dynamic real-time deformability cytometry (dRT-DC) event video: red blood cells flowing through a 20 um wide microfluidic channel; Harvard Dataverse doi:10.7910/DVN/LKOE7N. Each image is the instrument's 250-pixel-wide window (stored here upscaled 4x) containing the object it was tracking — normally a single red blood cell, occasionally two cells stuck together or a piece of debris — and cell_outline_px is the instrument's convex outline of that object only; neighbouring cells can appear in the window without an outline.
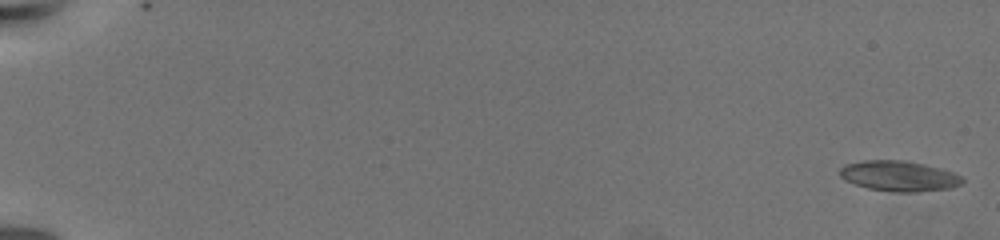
{"species": "common noctule bat (a hibernating species)", "species_latin": "Nyctalus noctula", "temperature_condition": "warm", "stored_images_in_passage": 13, "camera_frame_rate_fps": 3000, "um_per_image_px": 0.085, "animal": {"sex": "female", "body_mass_g": 19.5, "forearm_length_mm": 54.1}, "frame": {"image": 1, "passage_image": 1, "time_ms": 0.0, "image_size_px": [1000, 240], "cell_outline_px": [[964, 180], [960, 184], [952, 188], [912, 192], [896, 192], [868, 188], [844, 180], [840, 176], [840, 168], [844, 164], [864, 160], [904, 160], [924, 164], [952, 172], [960, 176]], "centroid_in_image_um": [76.38, 14.95], "position_along_channel_um": 8.6, "area_um2": 21.56}}
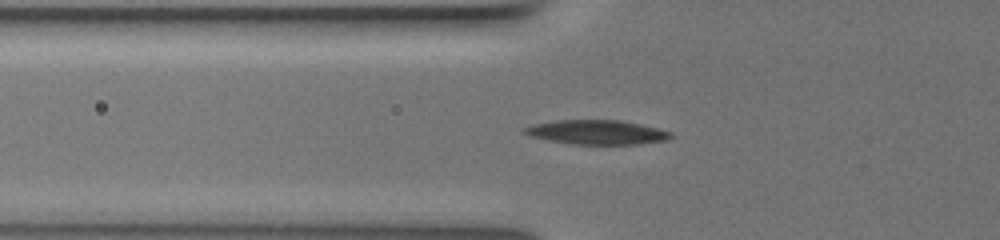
{"frame": {"image": 2, "passage_image": 9, "time_ms": 8.667, "image_size_px": [1000, 240], "cell_outline_px": [[676, 136], [668, 140], [640, 144], [572, 144], [548, 140], [532, 136], [524, 132], [520, 128], [532, 124], [556, 120], [620, 120], [640, 124], [672, 132]], "centroid_in_image_um": [50.75, 11.24], "position_along_channel_um": 75.0, "area_um2": 20.87}}
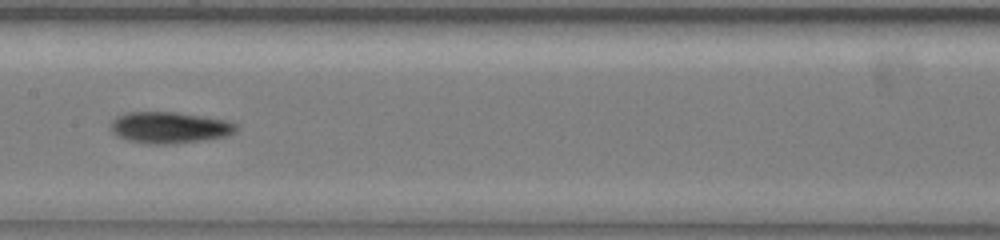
{"frame": {"image": 3, "passage_image": 12, "time_ms": 12.333, "image_size_px": [1000, 240], "cell_outline_px": [[240, 128], [236, 132], [228, 136], [204, 140], [172, 144], [144, 144], [128, 140], [116, 136], [108, 128], [112, 120], [116, 116], [124, 112], [176, 112], [228, 120], [240, 124]], "centroid_in_image_um": [14.42, 10.84], "position_along_channel_um": 193.0, "area_um2": 23.58}}